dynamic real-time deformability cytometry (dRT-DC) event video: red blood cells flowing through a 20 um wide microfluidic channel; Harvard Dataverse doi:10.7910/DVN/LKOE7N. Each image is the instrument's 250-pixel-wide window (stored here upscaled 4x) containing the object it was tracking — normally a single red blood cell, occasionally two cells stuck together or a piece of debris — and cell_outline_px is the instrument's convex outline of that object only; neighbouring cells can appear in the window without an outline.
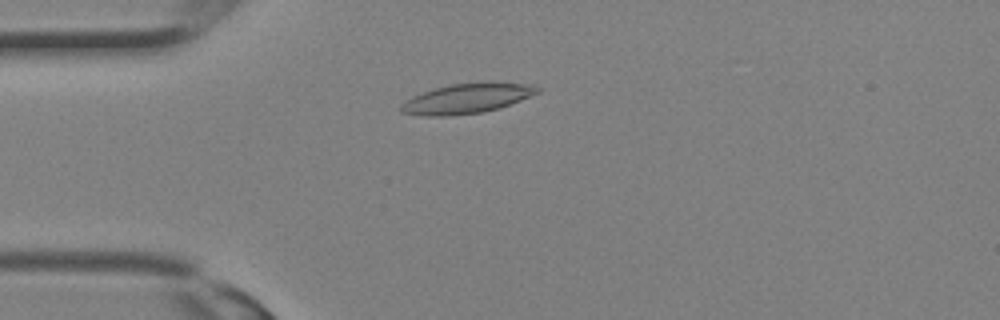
{"species": "Egyptian fruit bat (a non-hibernating species)", "species_latin": "Rousettus aegyptiacus", "temperature_condition": "room temperature", "stored_images_in_passage": 28, "camera_frame_rate_fps": 3000, "um_per_image_px": 0.085, "animal": {"sex": "female"}, "frame": {"image": 1, "passage_image": 5, "time_ms": 1.333, "image_size_px": [1000, 320], "cell_outline_px": [[540, 92], [520, 100], [484, 112], [448, 116], [424, 116], [400, 112], [400, 104], [412, 96], [436, 88], [452, 84], [488, 80], [524, 84], [540, 88]], "centroid_in_image_um": [39.66, 8.35], "position_along_channel_um": 45.3, "area_um2": 23.81}}
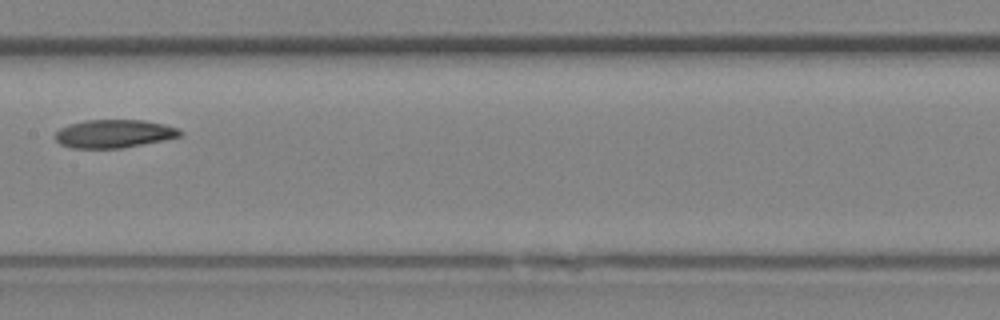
{"frame": {"image": 2, "passage_image": 13, "time_ms": 4.0, "image_size_px": [1000, 320], "cell_outline_px": [[184, 132], [180, 136], [164, 140], [120, 148], [72, 148], [60, 144], [52, 136], [60, 128], [68, 124], [84, 120], [144, 120], [164, 124], [180, 128]], "centroid_in_image_um": [9.68, 11.36], "position_along_channel_um": 197.7, "area_um2": 20.69}}
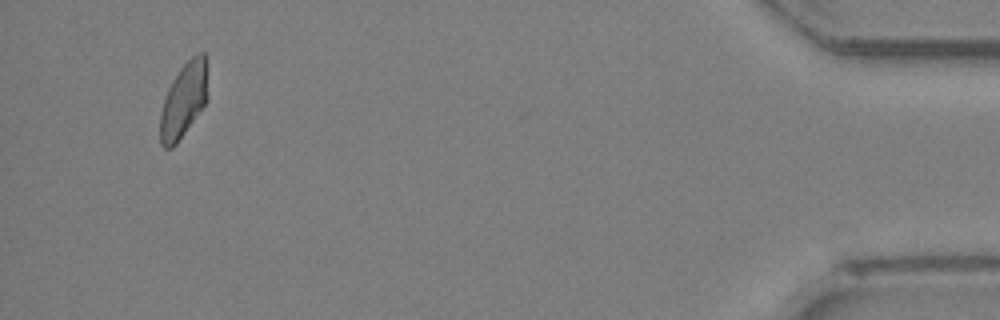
{"frame": {"image": 3, "passage_image": 27, "time_ms": 8.667, "image_size_px": [1000, 320], "cell_outline_px": [[208, 100], [176, 144], [172, 148], [164, 148], [160, 144], [160, 112], [168, 88], [172, 80], [180, 68], [192, 56], [200, 52], [204, 52], [208, 96]], "centroid_in_image_um": [15.6, 8.53], "position_along_channel_um": 419.6, "area_um2": 20.58}}